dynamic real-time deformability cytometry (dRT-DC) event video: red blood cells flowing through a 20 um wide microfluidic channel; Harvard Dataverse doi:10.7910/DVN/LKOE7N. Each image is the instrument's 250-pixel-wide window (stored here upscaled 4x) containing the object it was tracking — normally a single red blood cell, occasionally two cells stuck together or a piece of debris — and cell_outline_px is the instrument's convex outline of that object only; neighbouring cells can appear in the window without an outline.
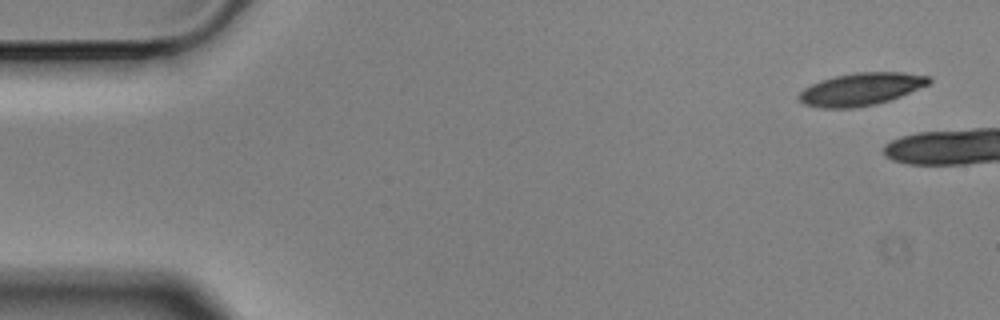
{"species": "Egyptian fruit bat (a non-hibernating species)", "species_latin": "Rousettus aegyptiacus", "temperature_condition": "cold", "stored_images_in_passage": 2, "camera_frame_rate_fps": 3000, "um_per_image_px": 0.085, "animal": {"sex": "male"}, "frame": {"image": 1, "passage_image": 1, "time_ms": 0.0, "image_size_px": [1000, 320], "cell_outline_px": [[932, 80], [928, 84], [900, 96], [876, 104], [852, 108], [820, 108], [804, 104], [796, 96], [804, 88], [820, 80], [836, 76], [856, 72], [900, 72], [928, 76]], "centroid_in_image_um": [73.14, 7.58], "position_along_channel_um": 11.9, "area_um2": 24.45}}